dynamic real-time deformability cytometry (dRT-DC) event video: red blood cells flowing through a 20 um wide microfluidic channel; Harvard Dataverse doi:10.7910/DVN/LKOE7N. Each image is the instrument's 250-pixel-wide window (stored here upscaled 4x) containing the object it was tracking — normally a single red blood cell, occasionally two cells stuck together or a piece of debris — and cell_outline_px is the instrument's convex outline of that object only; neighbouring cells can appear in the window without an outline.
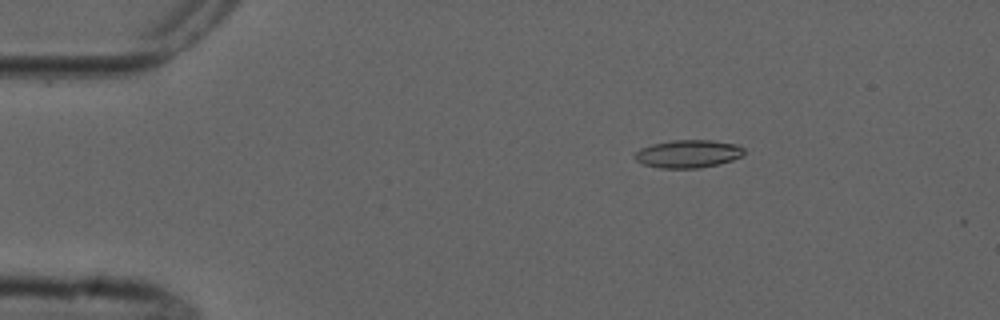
{"species": "common noctule bat (a hibernating species)", "species_latin": "Nyctalus noctula", "temperature_condition": "cold", "stored_images_in_passage": 5, "camera_frame_rate_fps": 3000, "um_per_image_px": 0.085, "animal": {"sex": "male", "forearm_length_mm": 52.5}, "frame": {"image": 1, "passage_image": 3, "time_ms": 2.333, "image_size_px": [1000, 320], "cell_outline_px": [[744, 152], [740, 156], [732, 160], [720, 164], [700, 168], [660, 168], [644, 164], [636, 160], [636, 152], [640, 148], [652, 144], [672, 140], [712, 140], [736, 144], [744, 148]], "centroid_in_image_um": [58.51, 13.07], "position_along_channel_um": 26.5, "area_um2": 17.69}}